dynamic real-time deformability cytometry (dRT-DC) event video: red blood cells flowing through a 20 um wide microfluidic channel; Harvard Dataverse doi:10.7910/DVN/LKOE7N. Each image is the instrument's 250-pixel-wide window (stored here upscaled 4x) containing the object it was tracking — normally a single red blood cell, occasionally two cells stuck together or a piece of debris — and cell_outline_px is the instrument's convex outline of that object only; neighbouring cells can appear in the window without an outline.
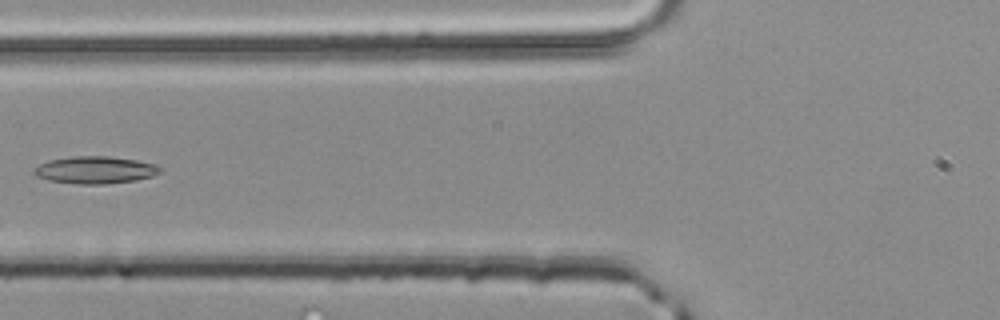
{"species": "common noctule bat (a hibernating species)", "species_latin": "Nyctalus noctula", "temperature_condition": "room temperature", "stored_images_in_passage": 5, "camera_frame_rate_fps": 3000, "um_per_image_px": 0.085, "animal": {"sex": "male", "body_mass_g": 20.4}, "frame": {"image": 1, "passage_image": 5, "time_ms": 1.333, "image_size_px": [1000, 320], "cell_outline_px": [[160, 172], [152, 176], [136, 180], [104, 184], [76, 184], [48, 180], [36, 176], [32, 172], [40, 164], [48, 160], [76, 156], [108, 156], [136, 160], [156, 164], [160, 168]], "centroid_in_image_um": [8.08, 14.45], "position_along_channel_um": 117.7, "area_um2": 19.94}}